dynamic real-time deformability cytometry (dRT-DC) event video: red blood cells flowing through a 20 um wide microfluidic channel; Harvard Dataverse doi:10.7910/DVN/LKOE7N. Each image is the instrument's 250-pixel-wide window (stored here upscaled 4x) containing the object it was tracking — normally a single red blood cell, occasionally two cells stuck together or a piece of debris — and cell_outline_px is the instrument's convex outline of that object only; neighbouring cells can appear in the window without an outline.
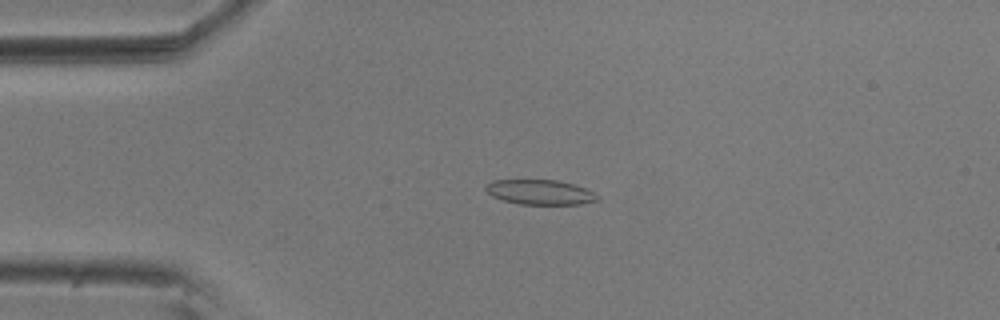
{"species": "common noctule bat (a hibernating species)", "species_latin": "Nyctalus noctula", "temperature_condition": "room temperature", "stored_images_in_passage": 50, "camera_frame_rate_fps": 3000, "um_per_image_px": 0.085, "animal": {"sex": "male", "body_mass_g": 20.5, "forearm_length_mm": 52.5}, "frame": {"image": 1, "passage_image": 8, "time_ms": 2.333, "image_size_px": [1000, 320], "cell_outline_px": [[600, 200], [580, 204], [520, 204], [504, 200], [492, 196], [484, 188], [484, 184], [492, 180], [556, 180], [572, 184], [584, 188], [600, 196]], "centroid_in_image_um": [45.88, 16.33], "position_along_channel_um": 39.1, "area_um2": 16.13}}
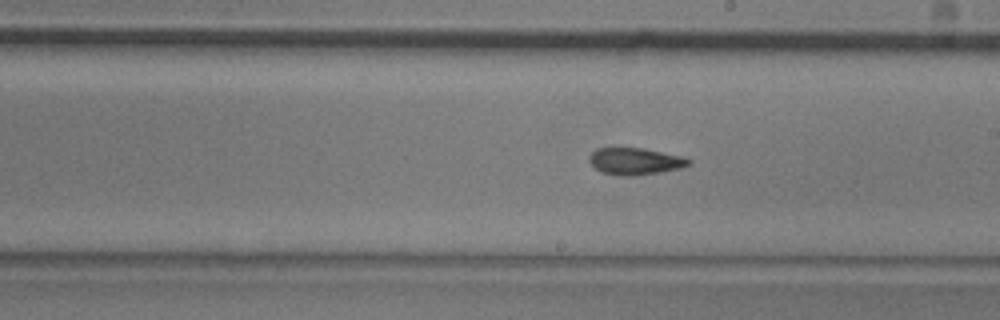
{"frame": {"image": 2, "passage_image": 26, "time_ms": 8.333, "image_size_px": [1000, 320], "cell_outline_px": [[692, 164], [680, 168], [660, 172], [632, 176], [616, 176], [600, 172], [588, 160], [588, 156], [596, 148], [644, 148], [680, 156], [692, 160]], "centroid_in_image_um": [53.96, 13.71], "position_along_channel_um": 235.0, "area_um2": 15.66}}
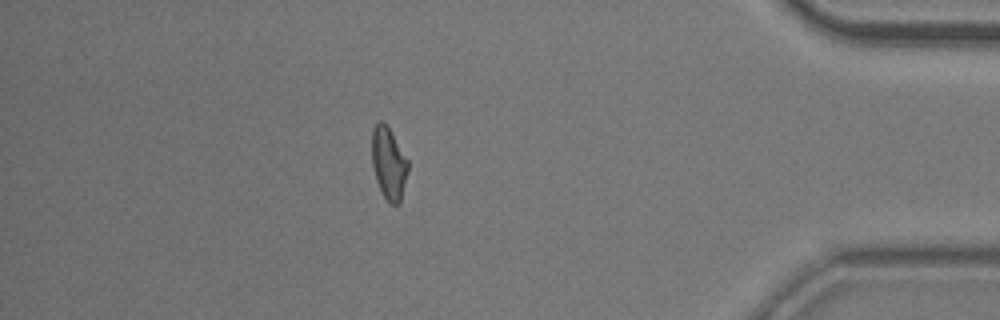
{"frame": {"image": 3, "passage_image": 43, "time_ms": 14.0, "image_size_px": [1000, 320], "cell_outline_px": [[408, 168], [400, 200], [396, 204], [388, 204], [376, 180], [372, 164], [372, 128], [380, 120], [388, 128], [408, 160]], "centroid_in_image_um": [33.02, 13.89], "position_along_channel_um": 402.2, "area_um2": 14.74}, "authors_computed_cell_mechanics": {"area_um2": 15.7216, "velocity_mm_per_s": 3.7038, "shape_relaxation_time_tau1_ms": null, "shape_relaxation_time_tau2_ms": 3.113, "deformation_change_tau1": null, "deformation_change_tau2": 0.1015}}